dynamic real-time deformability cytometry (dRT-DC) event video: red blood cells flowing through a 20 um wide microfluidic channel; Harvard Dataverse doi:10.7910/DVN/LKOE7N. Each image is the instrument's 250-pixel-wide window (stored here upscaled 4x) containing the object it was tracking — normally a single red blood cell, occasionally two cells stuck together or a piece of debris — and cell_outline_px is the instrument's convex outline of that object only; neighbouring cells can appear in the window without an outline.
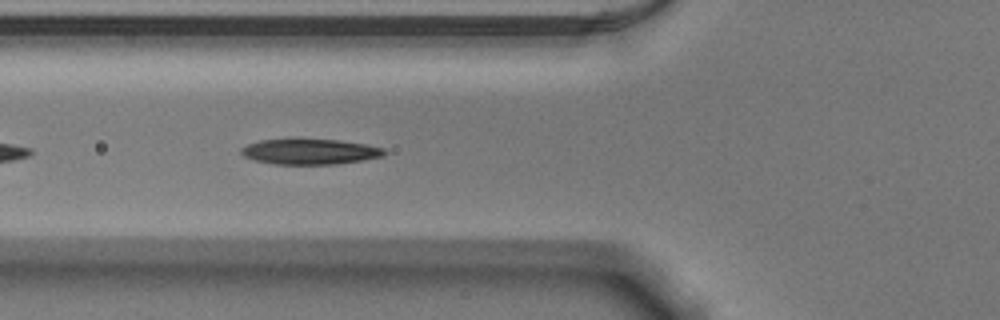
{"species": "Egyptian fruit bat (a non-hibernating species)", "species_latin": "Rousettus aegyptiacus", "temperature_condition": "warm", "stored_images_in_passage": 37, "camera_frame_rate_fps": 3000, "um_per_image_px": 0.085, "animal": {"sex": "male"}, "frame": {"image": 1, "passage_image": 5, "time_ms": 1.333, "image_size_px": [1000, 320], "cell_outline_px": [[388, 152], [384, 156], [336, 164], [276, 164], [256, 160], [244, 156], [240, 152], [240, 148], [248, 144], [260, 140], [340, 140], [364, 144], [384, 148]], "centroid_in_image_um": [26.37, 12.89], "position_along_channel_um": 99.4, "area_um2": 20.87}}
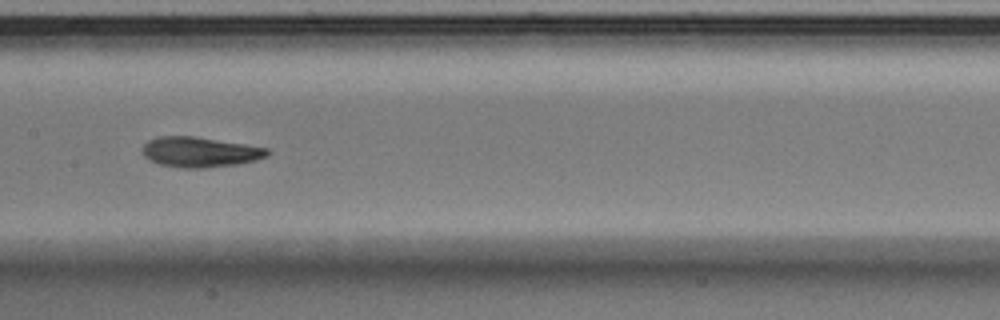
{"frame": {"image": 2, "passage_image": 12, "time_ms": 3.667, "image_size_px": [1000, 320], "cell_outline_px": [[272, 152], [268, 156], [256, 160], [236, 164], [204, 168], [180, 168], [156, 164], [144, 156], [144, 144], [148, 140], [160, 136], [192, 136], [244, 144], [268, 148]], "centroid_in_image_um": [17.0, 12.93], "position_along_channel_um": 190.4, "area_um2": 21.96}}
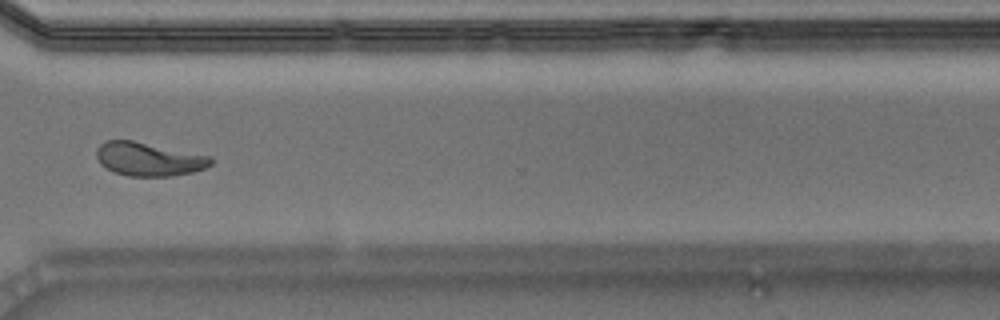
{"frame": {"image": 3, "passage_image": 25, "time_ms": 8.0, "image_size_px": [1000, 320], "cell_outline_px": [[212, 164], [204, 168], [192, 172], [172, 176], [128, 176], [104, 168], [100, 164], [96, 156], [96, 152], [100, 144], [108, 140], [132, 140], [208, 156], [212, 160]], "centroid_in_image_um": [12.59, 13.53], "position_along_channel_um": 358.0, "area_um2": 22.08}, "authors_computed_cell_mechanics": {"area_um2": 21.964, "velocity_mm_per_s": 3.8663, "shape_relaxation_time_tau1_ms": 3.4867, "shape_relaxation_time_tau2_ms": 1.5867, "deformation_change_tau1": 0.1597, "deformation_change_tau2": 0.0884}}